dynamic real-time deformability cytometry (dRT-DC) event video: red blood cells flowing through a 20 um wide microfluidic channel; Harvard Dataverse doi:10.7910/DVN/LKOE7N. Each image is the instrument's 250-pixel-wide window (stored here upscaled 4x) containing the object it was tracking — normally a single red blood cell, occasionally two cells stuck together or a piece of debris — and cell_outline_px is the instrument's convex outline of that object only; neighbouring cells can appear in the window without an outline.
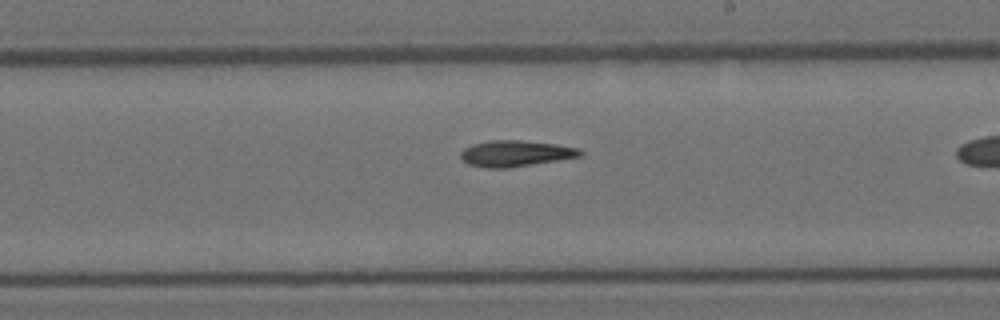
{"species": "Egyptian fruit bat (a non-hibernating species)", "species_latin": "Rousettus aegyptiacus", "temperature_condition": "room temperature", "stored_images_in_passage": 20, "camera_frame_rate_fps": 3000, "um_per_image_px": 0.085, "animal": {"sex": "female"}, "frame": {"image": 1, "passage_image": 12, "time_ms": 3.667, "image_size_px": [1000, 320], "cell_outline_px": [[584, 156], [508, 168], [488, 168], [468, 164], [460, 156], [460, 152], [464, 148], [472, 144], [488, 140], [520, 140], [556, 144], [580, 148], [584, 152]], "centroid_in_image_um": [43.85, 13.04], "position_along_channel_um": 245.1, "area_um2": 18.32}}
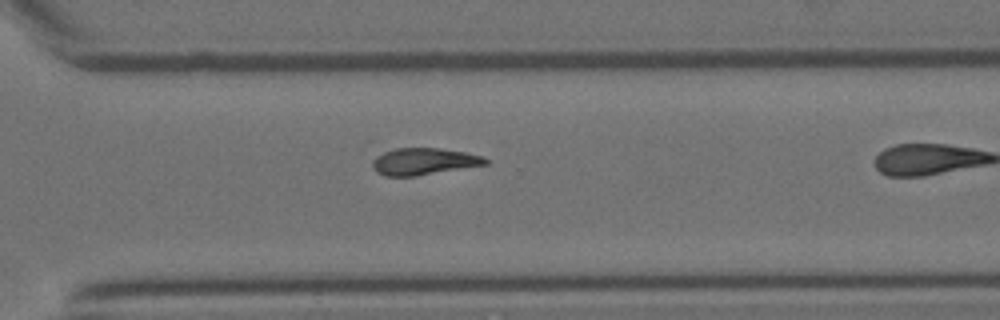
{"frame": {"image": 2, "passage_image": 17, "time_ms": 5.333, "image_size_px": [1000, 320], "cell_outline_px": [[488, 164], [416, 176], [384, 176], [376, 172], [372, 168], [372, 160], [376, 156], [384, 152], [396, 148], [440, 148], [464, 152], [484, 156], [488, 160]], "centroid_in_image_um": [36.0, 13.72], "position_along_channel_um": 334.6, "area_um2": 17.74}}